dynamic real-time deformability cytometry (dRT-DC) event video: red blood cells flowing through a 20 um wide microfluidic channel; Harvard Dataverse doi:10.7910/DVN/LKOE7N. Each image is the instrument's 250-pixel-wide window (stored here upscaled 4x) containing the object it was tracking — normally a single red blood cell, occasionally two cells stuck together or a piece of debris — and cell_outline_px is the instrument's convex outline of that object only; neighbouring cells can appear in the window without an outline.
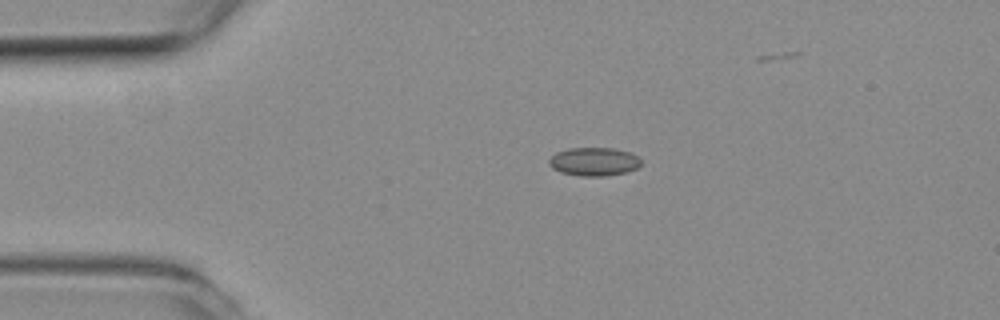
{"species": "common noctule bat (a hibernating species)", "species_latin": "Nyctalus noctula", "temperature_condition": "room temperature", "stored_images_in_passage": 35, "camera_frame_rate_fps": 3000, "um_per_image_px": 0.085, "animal": {"sex": "female", "body_mass_g": 19.3, "forearm_length_mm": 54.1}, "frame": {"image": 1, "passage_image": 1, "time_ms": 0.0, "image_size_px": [1000, 320], "cell_outline_px": [[640, 164], [636, 168], [624, 172], [604, 176], [580, 176], [560, 172], [552, 168], [548, 164], [548, 160], [556, 152], [568, 148], [612, 148], [628, 152], [636, 156], [640, 160]], "centroid_in_image_um": [50.42, 13.74], "position_along_channel_um": 34.6, "area_um2": 15.09}}
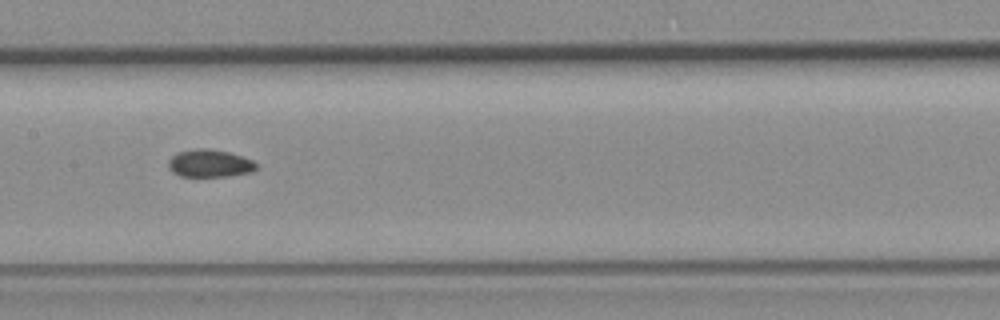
{"frame": {"image": 2, "passage_image": 16, "time_ms": 5.0, "image_size_px": [1000, 320], "cell_outline_px": [[256, 168], [252, 172], [228, 176], [180, 176], [172, 172], [168, 168], [168, 160], [176, 152], [196, 148], [208, 148], [228, 152], [252, 160], [256, 164]], "centroid_in_image_um": [17.77, 13.88], "position_along_channel_um": 189.6, "area_um2": 14.16}}
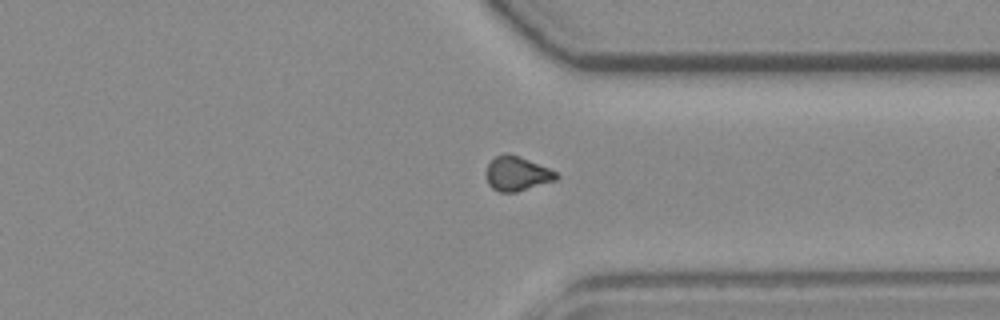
{"frame": {"image": 3, "passage_image": 30, "time_ms": 9.667, "image_size_px": [1000, 320], "cell_outline_px": [[560, 176], [556, 180], [516, 192], [500, 192], [492, 188], [488, 184], [484, 172], [488, 164], [496, 156], [508, 152], [520, 156], [548, 168], [556, 172]], "centroid_in_image_um": [43.92, 14.75], "position_along_channel_um": 367.5, "area_um2": 14.16}}